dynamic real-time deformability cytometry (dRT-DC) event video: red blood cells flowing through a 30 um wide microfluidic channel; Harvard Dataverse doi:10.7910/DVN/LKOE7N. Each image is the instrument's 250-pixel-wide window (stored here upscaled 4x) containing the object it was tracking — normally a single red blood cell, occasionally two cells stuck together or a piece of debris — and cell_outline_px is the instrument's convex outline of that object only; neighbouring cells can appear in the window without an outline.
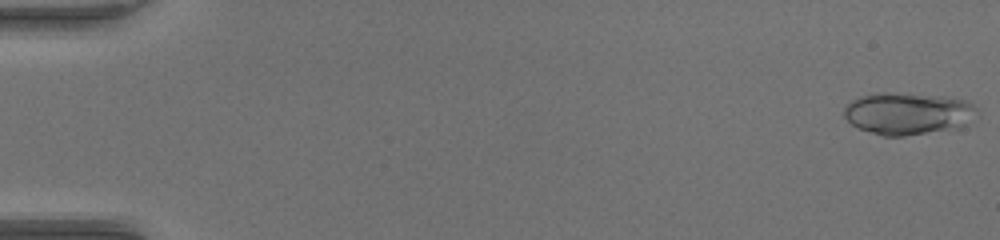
{"species": "common noctule bat (a hibernating species)", "species_latin": "Nyctalus noctula", "temperature_condition": "warm", "stored_images_in_passage": 52, "segment_of_instrument_passage": [1, 2], "camera_frame_rate_fps": 3000, "um_per_image_px": 0.085, "animal": {"sex": "female", "body_mass_g": 17.0, "forearm_length_mm": 48.0}, "frame": {"image": 1, "passage_image": 1, "time_ms": 0.0, "image_size_px": [1000, 240], "cell_outline_px": [[980, 116], [968, 124], [960, 128], [904, 136], [884, 136], [856, 128], [844, 116], [844, 108], [852, 100], [860, 96], [876, 92], [888, 92], [944, 96], [968, 100], [976, 108]], "centroid_in_image_um": [77.23, 9.65], "position_along_channel_um": 7.8, "area_um2": 33.23}}
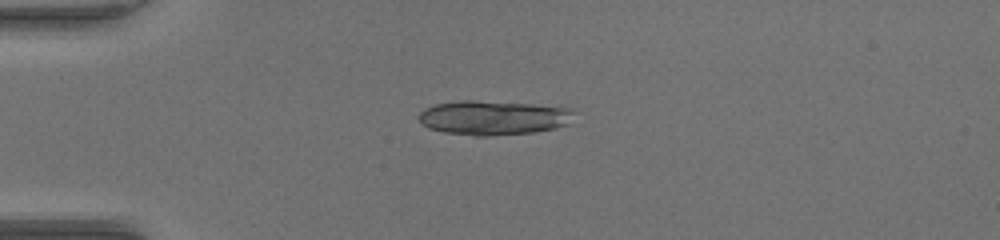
{"frame": {"image": 2, "passage_image": 14, "time_ms": 4.333, "image_size_px": [1000, 240], "cell_outline_px": [[572, 112], [568, 124], [556, 128], [532, 132], [488, 136], [472, 136], [444, 132], [428, 128], [416, 116], [424, 108], [436, 104], [460, 100], [472, 100], [532, 104], [572, 108]], "centroid_in_image_um": [41.88, 10.0], "position_along_channel_um": 43.1, "area_um2": 31.04}}